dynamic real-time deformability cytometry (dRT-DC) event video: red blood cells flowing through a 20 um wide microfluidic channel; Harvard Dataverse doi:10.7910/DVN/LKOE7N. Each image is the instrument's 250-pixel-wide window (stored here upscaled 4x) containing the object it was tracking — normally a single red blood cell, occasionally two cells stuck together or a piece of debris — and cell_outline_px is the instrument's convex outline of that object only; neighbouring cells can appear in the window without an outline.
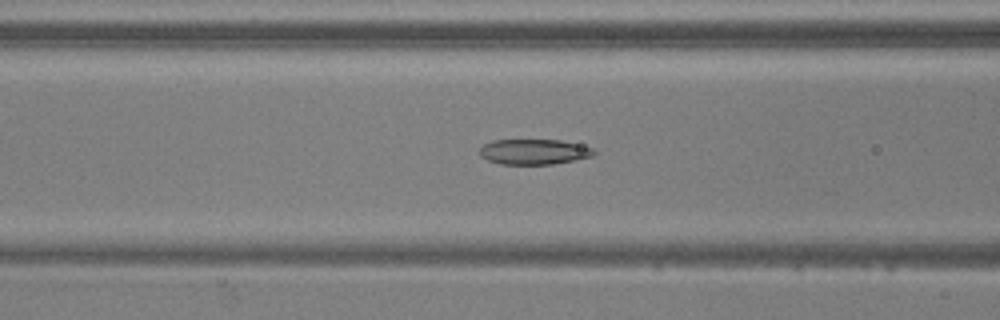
{"species": "common noctule bat (a hibernating species)", "species_latin": "Nyctalus noctula", "temperature_condition": "warm", "stored_images_in_passage": 14, "camera_frame_rate_fps": 3000, "um_per_image_px": 0.085, "animal": {"sex": "male", "body_mass_g": 20.5, "forearm_length_mm": 52.5}, "frame": {"image": 1, "passage_image": 8, "time_ms": 2.333, "image_size_px": [1000, 320], "cell_outline_px": [[596, 152], [592, 156], [576, 160], [552, 164], [500, 164], [488, 160], [480, 156], [480, 148], [484, 144], [492, 140], [560, 140], [592, 148]], "centroid_in_image_um": [45.36, 12.9], "position_along_channel_um": 121.2, "area_um2": 16.76}}
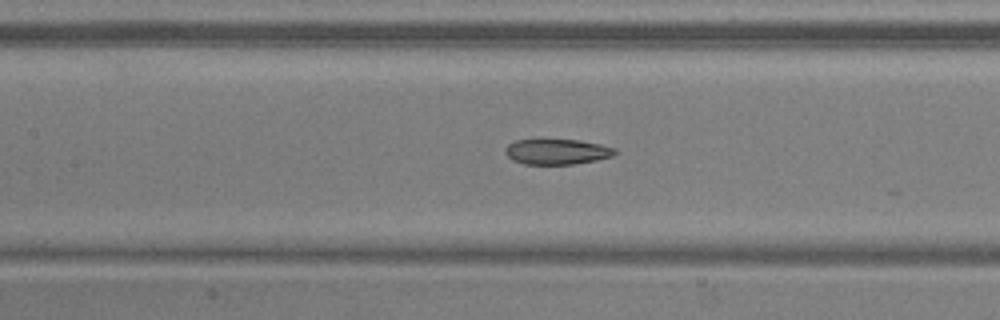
{"frame": {"image": 2, "passage_image": 11, "time_ms": 3.333, "image_size_px": [1000, 320], "cell_outline_px": [[616, 152], [612, 156], [596, 160], [572, 164], [524, 164], [512, 160], [504, 152], [504, 148], [508, 144], [516, 140], [580, 140], [600, 144], [616, 148]], "centroid_in_image_um": [47.32, 12.89], "position_along_channel_um": 160.1, "area_um2": 16.18}}